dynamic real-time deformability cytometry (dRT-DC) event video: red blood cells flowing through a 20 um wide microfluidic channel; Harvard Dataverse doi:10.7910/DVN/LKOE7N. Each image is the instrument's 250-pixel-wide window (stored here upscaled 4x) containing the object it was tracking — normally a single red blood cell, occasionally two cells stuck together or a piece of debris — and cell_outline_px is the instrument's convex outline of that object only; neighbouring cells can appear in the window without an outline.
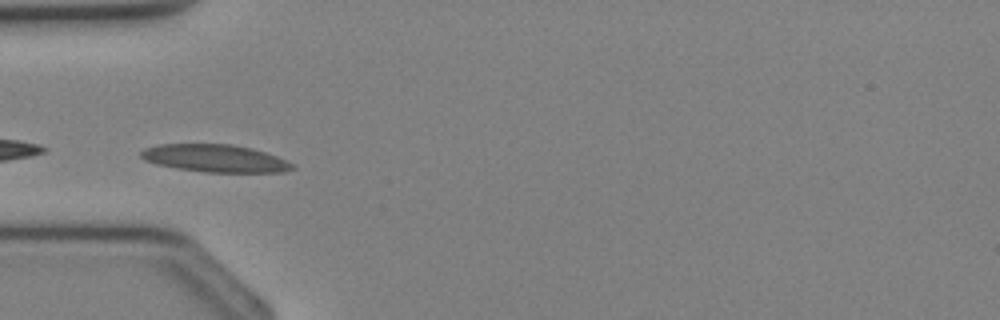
{"species": "Egyptian fruit bat (a non-hibernating species)", "species_latin": "Rousettus aegyptiacus", "temperature_condition": "cold", "stored_images_in_passage": 16, "camera_frame_rate_fps": 3000, "um_per_image_px": 0.085, "animal": {"sex": "female"}, "frame": {"image": 1, "passage_image": 3, "time_ms": 0.667, "image_size_px": [1000, 320], "cell_outline_px": [[296, 168], [284, 172], [204, 172], [176, 168], [156, 164], [144, 160], [140, 156], [140, 152], [144, 148], [156, 144], [232, 144], [252, 148], [276, 156], [296, 164]], "centroid_in_image_um": [18.28, 13.46], "position_along_channel_um": 66.7, "area_um2": 24.51}}
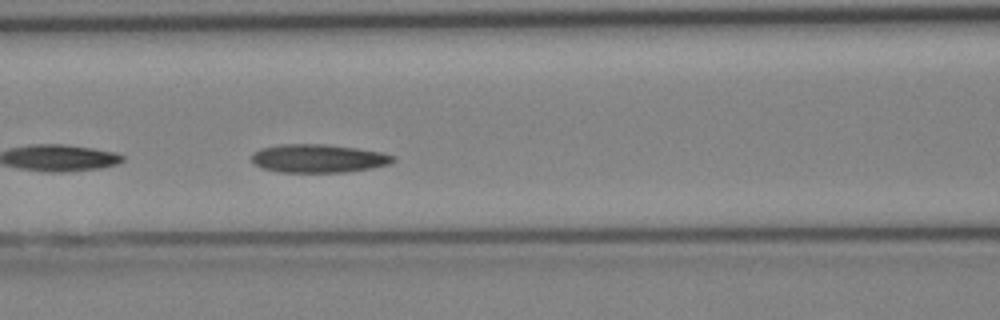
{"frame": {"image": 2, "passage_image": 7, "time_ms": 2.0, "image_size_px": [1000, 320], "cell_outline_px": [[396, 160], [388, 164], [372, 168], [344, 172], [280, 172], [264, 168], [256, 164], [252, 160], [252, 152], [260, 148], [280, 144], [324, 144], [356, 148], [380, 152], [396, 156]], "centroid_in_image_um": [27.06, 13.46], "position_along_channel_um": 139.5, "area_um2": 23.29}}
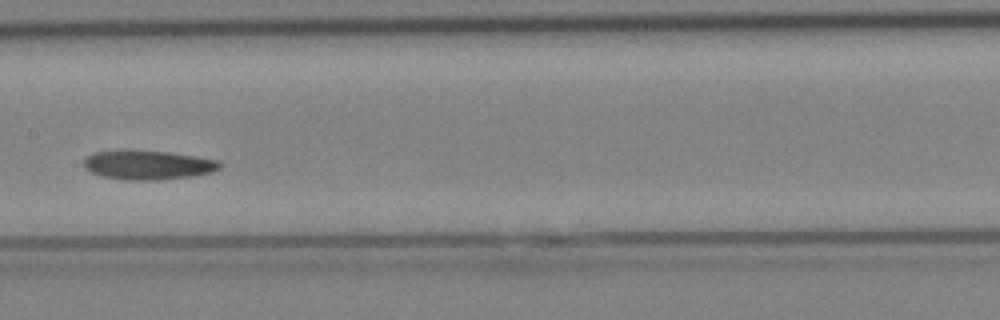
{"frame": {"image": 3, "passage_image": 10, "time_ms": 3.0, "image_size_px": [1000, 320], "cell_outline_px": [[220, 168], [212, 172], [192, 176], [160, 180], [124, 180], [104, 176], [92, 172], [84, 168], [84, 160], [88, 156], [96, 152], [168, 152], [216, 160], [220, 164]], "centroid_in_image_um": [12.6, 14.06], "position_along_channel_um": 194.8, "area_um2": 22.25}}